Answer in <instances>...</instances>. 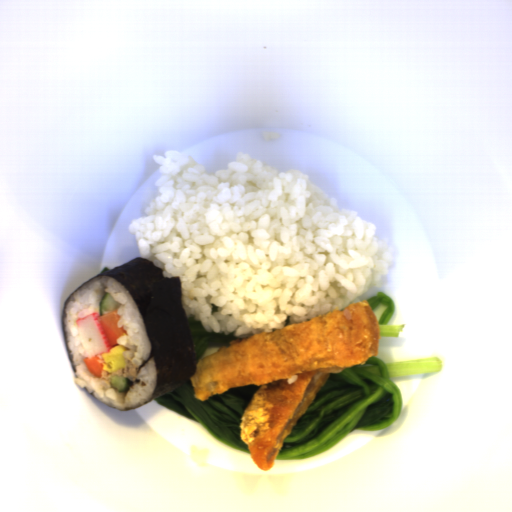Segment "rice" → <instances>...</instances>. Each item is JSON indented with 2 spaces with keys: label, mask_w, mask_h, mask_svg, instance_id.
<instances>
[{
  "label": "rice",
  "mask_w": 512,
  "mask_h": 512,
  "mask_svg": "<svg viewBox=\"0 0 512 512\" xmlns=\"http://www.w3.org/2000/svg\"><path fill=\"white\" fill-rule=\"evenodd\" d=\"M105 292L120 303L118 327H123L127 335L120 336L117 343L128 348L124 352L127 365L111 374L103 371L98 377L90 374L83 362L88 357L80 342L76 320L94 312L99 314V304ZM64 331L77 372L74 380L80 388H86L96 400L119 410L141 406L151 399L157 387L156 359L151 358L139 370L141 364L151 357L152 345L139 307L125 285L103 275L78 288L66 306ZM114 375L127 377L131 382L130 388L120 393L111 387L109 379Z\"/></svg>",
  "instance_id": "2"
},
{
  "label": "rice",
  "mask_w": 512,
  "mask_h": 512,
  "mask_svg": "<svg viewBox=\"0 0 512 512\" xmlns=\"http://www.w3.org/2000/svg\"><path fill=\"white\" fill-rule=\"evenodd\" d=\"M97 357H98L97 362L103 365L104 362H105V359L103 357V353L100 354V355H97Z\"/></svg>",
  "instance_id": "3"
},
{
  "label": "rice",
  "mask_w": 512,
  "mask_h": 512,
  "mask_svg": "<svg viewBox=\"0 0 512 512\" xmlns=\"http://www.w3.org/2000/svg\"><path fill=\"white\" fill-rule=\"evenodd\" d=\"M144 217L139 258L179 277L185 318L241 339L323 317L374 296L393 261L375 225L307 174L246 152L218 173L167 151Z\"/></svg>",
  "instance_id": "1"
}]
</instances>
